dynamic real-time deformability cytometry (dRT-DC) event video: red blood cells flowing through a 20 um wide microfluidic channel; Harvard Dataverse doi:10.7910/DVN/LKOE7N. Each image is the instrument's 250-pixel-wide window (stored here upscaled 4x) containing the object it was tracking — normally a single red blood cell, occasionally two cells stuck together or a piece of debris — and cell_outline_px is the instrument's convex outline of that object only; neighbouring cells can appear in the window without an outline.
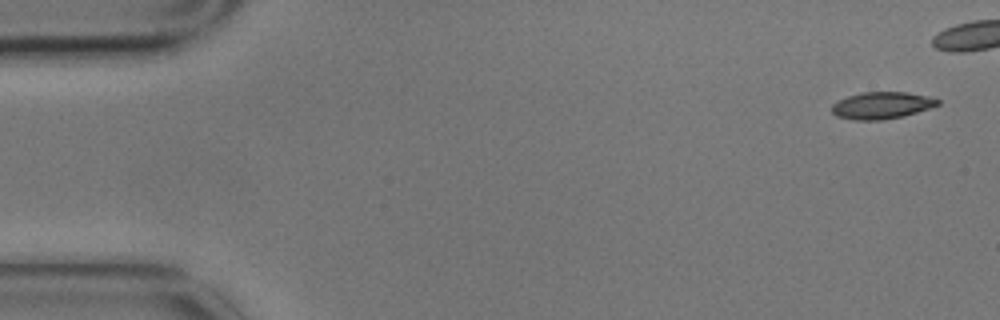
{"species": "common noctule bat (a hibernating species)", "species_latin": "Nyctalus noctula", "temperature_condition": "cold", "stored_images_in_passage": 4, "camera_frame_rate_fps": 3000, "um_per_image_px": 0.085, "animal": {"sex": "male", "body_mass_g": 17.9}, "frame": {"image": 1, "passage_image": 1, "time_ms": 0.0, "image_size_px": [1000, 320], "cell_outline_px": [[940, 104], [904, 116], [884, 120], [852, 120], [836, 116], [832, 112], [832, 104], [848, 96], [864, 92], [908, 92], [928, 96], [940, 100]], "centroid_in_image_um": [74.95, 8.96], "position_along_channel_um": 10.1, "area_um2": 16.59}}